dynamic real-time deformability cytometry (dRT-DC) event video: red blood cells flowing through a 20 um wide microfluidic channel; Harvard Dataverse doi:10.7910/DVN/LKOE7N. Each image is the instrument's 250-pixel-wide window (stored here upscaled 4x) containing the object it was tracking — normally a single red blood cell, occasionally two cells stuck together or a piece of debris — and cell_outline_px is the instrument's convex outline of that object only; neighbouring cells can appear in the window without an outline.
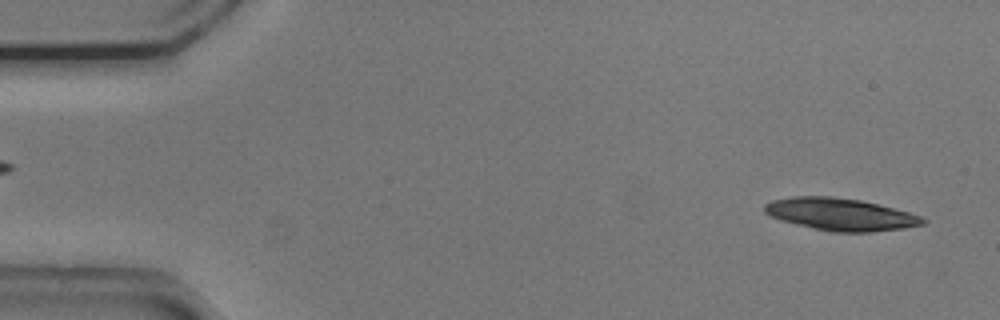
{"species": "common noctule bat (a hibernating species)", "species_latin": "Nyctalus noctula", "temperature_condition": "cold", "stored_images_in_passage": 28, "camera_frame_rate_fps": 3000, "um_per_image_px": 0.085, "animal": {"sex": "male", "body_mass_g": 20.5, "forearm_length_mm": 52.5}, "frame": {"image": 1, "passage_image": 2, "time_ms": 0.333, "image_size_px": [1000, 320], "cell_outline_px": [[928, 220], [924, 224], [904, 228], [872, 232], [832, 232], [812, 228], [780, 220], [768, 216], [764, 212], [764, 204], [772, 200], [792, 196], [832, 196], [860, 200], [908, 212], [920, 216]], "centroid_in_image_um": [71.4, 18.22], "position_along_channel_um": 13.6, "area_um2": 29.82}}